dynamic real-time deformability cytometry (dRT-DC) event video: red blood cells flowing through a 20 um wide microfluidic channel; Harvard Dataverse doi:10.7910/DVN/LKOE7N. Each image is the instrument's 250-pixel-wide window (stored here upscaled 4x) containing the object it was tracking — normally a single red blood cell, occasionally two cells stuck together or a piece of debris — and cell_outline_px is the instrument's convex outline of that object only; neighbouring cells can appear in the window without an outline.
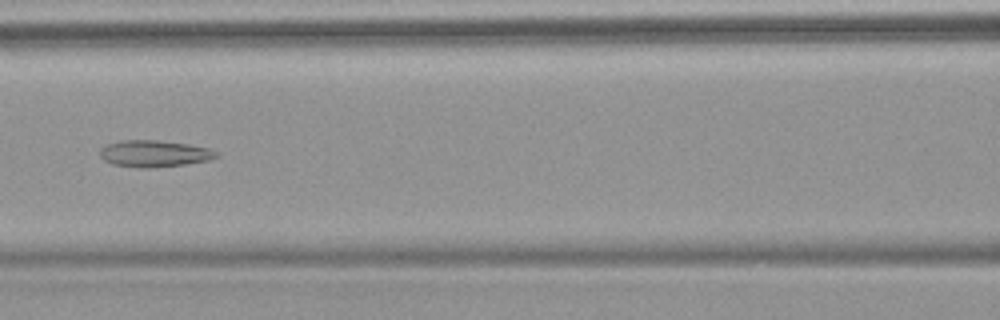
{"species": "common noctule bat (a hibernating species)", "species_latin": "Nyctalus noctula", "temperature_condition": "warm", "stored_images_in_passage": 6, "camera_frame_rate_fps": 3000, "um_per_image_px": 0.085, "animal": {"sex": "female", "body_mass_g": 18.4}, "frame": {"image": 1, "passage_image": 6, "time_ms": 6.667, "image_size_px": [1000, 320], "cell_outline_px": [[220, 152], [216, 156], [208, 160], [184, 164], [148, 168], [140, 168], [112, 164], [104, 160], [100, 156], [100, 148], [104, 144], [120, 140], [156, 140], [188, 144], [208, 148]], "centroid_in_image_um": [13.06, 13.05], "position_along_channel_um": 153.5, "area_um2": 18.09}}